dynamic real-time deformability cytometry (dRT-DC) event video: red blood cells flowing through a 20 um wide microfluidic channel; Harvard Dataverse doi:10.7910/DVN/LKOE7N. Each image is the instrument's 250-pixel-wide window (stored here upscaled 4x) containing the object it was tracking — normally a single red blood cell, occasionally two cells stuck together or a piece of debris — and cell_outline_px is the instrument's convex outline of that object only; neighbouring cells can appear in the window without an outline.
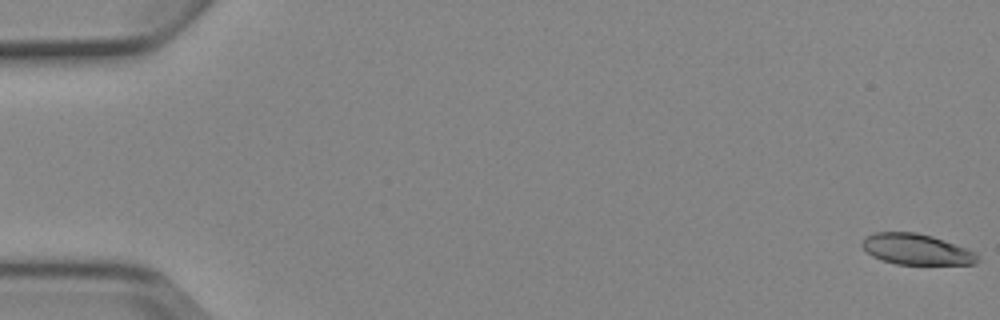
{"species": "Egyptian fruit bat (a non-hibernating species)", "species_latin": "Rousettus aegyptiacus", "temperature_condition": "cold", "stored_images_in_passage": 5, "camera_frame_rate_fps": 3000, "um_per_image_px": 0.085, "animal": {"sex": "female"}, "frame": {"image": 1, "passage_image": 1, "time_ms": 0.0, "image_size_px": [1000, 320], "cell_outline_px": [[980, 260], [976, 264], [896, 264], [880, 260], [872, 256], [860, 244], [864, 236], [876, 232], [916, 232], [932, 236], [968, 248], [976, 252], [980, 256]], "centroid_in_image_um": [77.91, 21.19], "position_along_channel_um": 7.1, "area_um2": 20.98}}
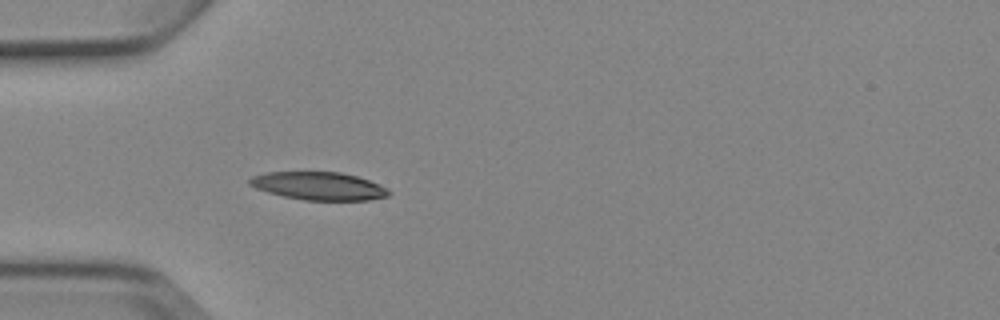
{"frame": {"image": 2, "passage_image": 5, "time_ms": 5.333, "image_size_px": [1000, 320], "cell_outline_px": [[392, 192], [388, 196], [368, 200], [304, 200], [284, 196], [268, 192], [256, 188], [248, 184], [248, 180], [252, 176], [268, 172], [340, 172], [356, 176], [368, 180], [388, 188]], "centroid_in_image_um": [27.1, 15.81], "position_along_channel_um": 57.9, "area_um2": 22.6}}